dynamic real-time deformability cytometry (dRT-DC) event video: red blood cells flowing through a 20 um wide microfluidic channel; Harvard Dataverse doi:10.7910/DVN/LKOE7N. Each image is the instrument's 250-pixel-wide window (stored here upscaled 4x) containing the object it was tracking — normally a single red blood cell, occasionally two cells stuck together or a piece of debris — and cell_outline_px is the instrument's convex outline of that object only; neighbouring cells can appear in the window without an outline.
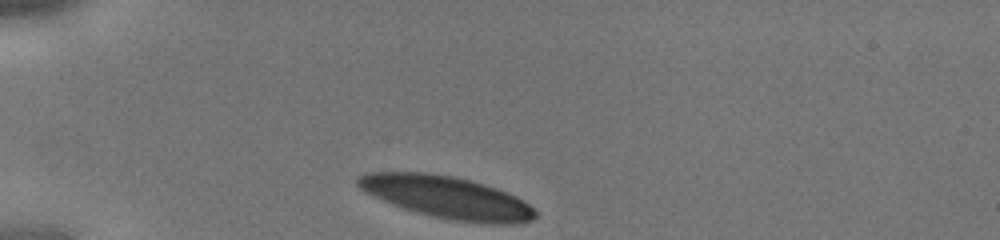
{"species": "human", "species_latin": "Homo sapiens", "temperature_condition": "cold", "stored_images_in_passage": 26, "camera_frame_rate_fps": 3000, "um_per_image_px": 0.085, "donor": {"sex": "male"}, "frame": {"image": 1, "passage_image": 1, "time_ms": 0.0, "image_size_px": [1000, 240], "cell_outline_px": [[536, 216], [532, 220], [520, 224], [488, 224], [448, 220], [416, 212], [392, 204], [364, 192], [356, 184], [356, 180], [360, 176], [368, 172], [428, 172], [452, 176], [472, 180], [508, 192], [524, 200], [536, 212]], "centroid_in_image_um": [38.01, 16.78], "position_along_channel_um": 47.0, "area_um2": 43.87}}
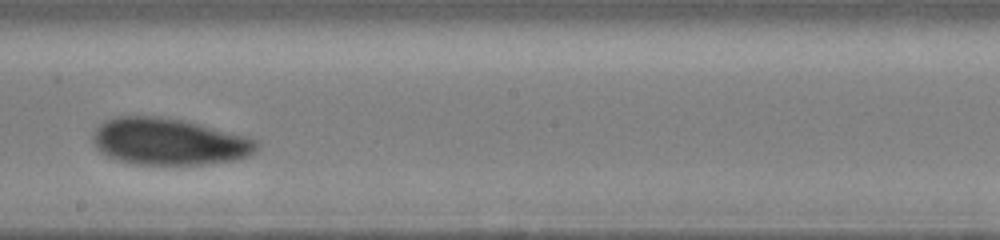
{"frame": {"image": 2, "passage_image": 15, "time_ms": 4.667, "image_size_px": [1000, 240], "cell_outline_px": [[260, 148], [252, 156], [240, 160], [208, 164], [136, 164], [120, 160], [108, 156], [100, 152], [96, 148], [92, 140], [92, 136], [96, 128], [104, 120], [116, 116], [160, 116], [184, 120], [252, 136], [260, 144]], "centroid_in_image_um": [14.46, 12.03], "position_along_channel_um": 233.7, "area_um2": 45.55}}
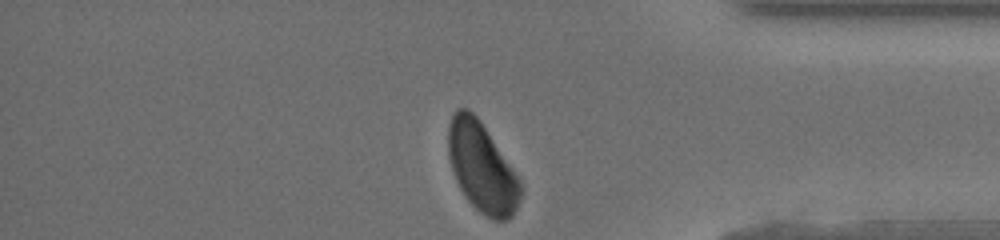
{"frame": {"image": 3, "passage_image": 26, "time_ms": 8.333, "image_size_px": [1000, 240], "cell_outline_px": [[524, 192], [512, 216], [508, 220], [492, 220], [480, 212], [464, 196], [456, 180], [448, 156], [448, 124], [456, 108], [468, 108], [480, 120], [520, 176]], "centroid_in_image_um": [41.0, 14.23], "position_along_channel_um": 394.2, "area_um2": 38.26}}